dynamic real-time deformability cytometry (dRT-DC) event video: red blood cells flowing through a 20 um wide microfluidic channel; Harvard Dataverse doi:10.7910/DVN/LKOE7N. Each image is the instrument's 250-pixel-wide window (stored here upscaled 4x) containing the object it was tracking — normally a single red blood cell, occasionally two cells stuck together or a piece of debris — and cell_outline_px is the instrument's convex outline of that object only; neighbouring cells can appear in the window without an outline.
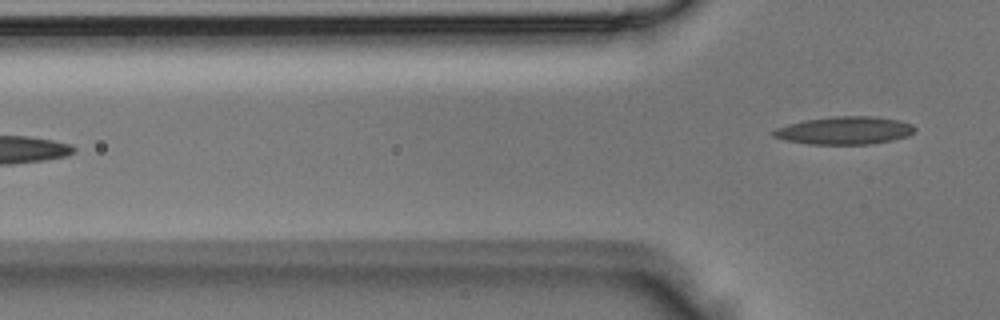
{"species": "Egyptian fruit bat (a non-hibernating species)", "species_latin": "Rousettus aegyptiacus", "temperature_condition": "room temperature", "stored_images_in_passage": 4, "camera_frame_rate_fps": 3000, "um_per_image_px": 0.085, "animal": {"sex": "male"}, "frame": {"image": 1, "passage_image": 4, "time_ms": 1.0, "image_size_px": [1000, 320], "cell_outline_px": [[916, 132], [908, 136], [892, 140], [872, 144], [808, 144], [784, 140], [772, 136], [768, 132], [776, 128], [788, 124], [804, 120], [832, 116], [872, 116], [900, 120], [912, 124], [916, 128]], "centroid_in_image_um": [71.78, 11.09], "position_along_channel_um": 54.0, "area_um2": 23.24}}